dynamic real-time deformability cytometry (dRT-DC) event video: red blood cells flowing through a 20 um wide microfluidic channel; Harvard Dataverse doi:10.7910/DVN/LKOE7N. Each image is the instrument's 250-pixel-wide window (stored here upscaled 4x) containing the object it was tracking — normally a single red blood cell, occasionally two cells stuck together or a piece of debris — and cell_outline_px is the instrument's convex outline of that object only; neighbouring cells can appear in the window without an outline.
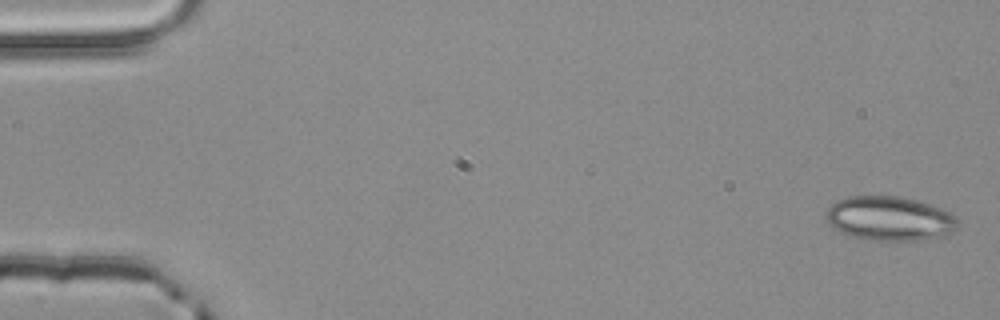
{"species": "common noctule bat (a hibernating species)", "species_latin": "Nyctalus noctula", "temperature_condition": "room temperature", "stored_images_in_passage": 4, "camera_frame_rate_fps": 3000, "um_per_image_px": 0.085, "animal": {"sex": "male", "body_mass_g": 20.4}, "frame": {"image": 1, "passage_image": 1, "time_ms": 0.0, "image_size_px": [1000, 320], "cell_outline_px": [[956, 228], [952, 232], [940, 236], [916, 240], [868, 240], [840, 232], [832, 228], [824, 220], [824, 216], [828, 208], [836, 200], [848, 196], [900, 196], [916, 200], [940, 208], [956, 216]], "centroid_in_image_um": [75.54, 18.56], "position_along_channel_um": 9.5, "area_um2": 33.93}}